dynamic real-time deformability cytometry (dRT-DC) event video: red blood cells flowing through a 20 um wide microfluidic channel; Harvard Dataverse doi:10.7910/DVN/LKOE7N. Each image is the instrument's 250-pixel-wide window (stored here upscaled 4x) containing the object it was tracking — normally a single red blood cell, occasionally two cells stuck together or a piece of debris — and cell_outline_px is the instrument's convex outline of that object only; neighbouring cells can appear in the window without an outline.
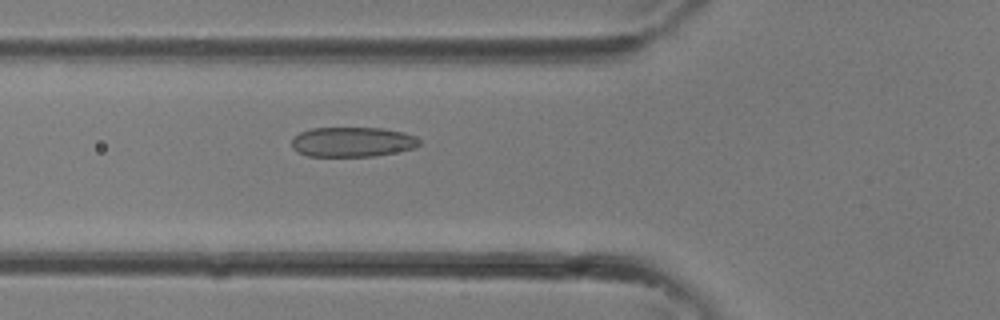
{"species": "common noctule bat (a hibernating species)", "species_latin": "Nyctalus noctula", "temperature_condition": "room temperature", "stored_images_in_passage": 33, "camera_frame_rate_fps": 3000, "um_per_image_px": 0.085, "animal": {"sex": "female"}, "frame": {"image": 1, "passage_image": 12, "time_ms": 3.667, "image_size_px": [1000, 320], "cell_outline_px": [[420, 144], [416, 148], [376, 156], [308, 156], [296, 152], [292, 148], [292, 136], [300, 132], [312, 128], [380, 128], [404, 132], [416, 136], [420, 140]], "centroid_in_image_um": [29.95, 12.07], "position_along_channel_um": 95.8, "area_um2": 22.43}}
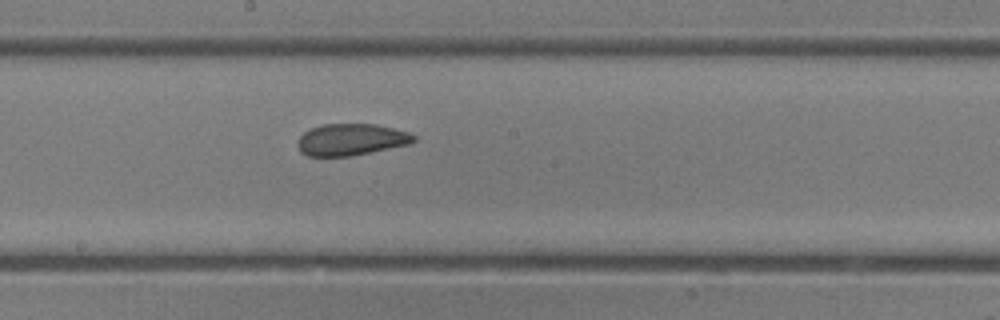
{"frame": {"image": 2, "passage_image": 18, "time_ms": 5.667, "image_size_px": [1000, 320], "cell_outline_px": [[416, 140], [412, 144], [352, 156], [308, 156], [300, 152], [300, 136], [304, 132], [312, 128], [324, 124], [376, 124], [408, 132], [416, 136]], "centroid_in_image_um": [29.91, 11.87], "position_along_channel_um": 218.3, "area_um2": 21.39}}
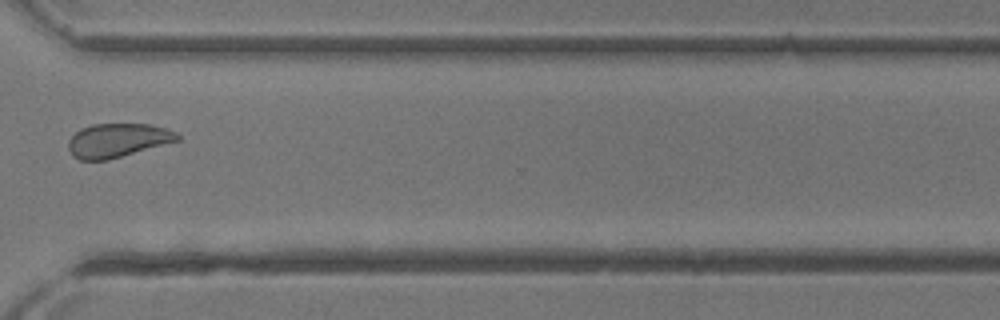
{"frame": {"image": 3, "passage_image": 25, "time_ms": 8.0, "image_size_px": [1000, 320], "cell_outline_px": [[180, 140], [108, 160], [80, 160], [72, 156], [68, 148], [68, 140], [80, 128], [92, 124], [148, 124], [168, 128], [176, 132], [180, 136]], "centroid_in_image_um": [9.99, 11.93], "position_along_channel_um": 360.6, "area_um2": 21.62}}